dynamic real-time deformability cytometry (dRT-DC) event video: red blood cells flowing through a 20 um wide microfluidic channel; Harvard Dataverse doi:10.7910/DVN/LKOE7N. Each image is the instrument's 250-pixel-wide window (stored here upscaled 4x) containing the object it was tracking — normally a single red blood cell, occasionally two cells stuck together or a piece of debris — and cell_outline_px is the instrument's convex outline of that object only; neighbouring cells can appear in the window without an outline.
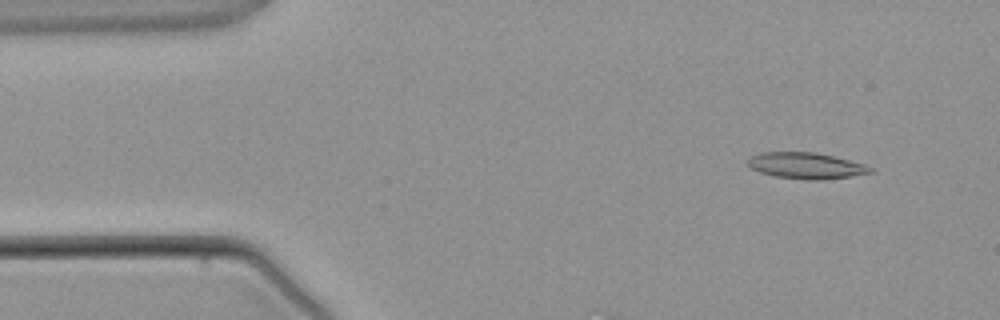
{"species": "common noctule bat (a hibernating species)", "species_latin": "Nyctalus noctula", "temperature_condition": "warm", "stored_images_in_passage": 4, "camera_frame_rate_fps": 3000, "um_per_image_px": 0.085, "animal": {"sex": "male", "body_mass_g": 21.5, "forearm_length_mm": 52.0}, "frame": {"image": 1, "passage_image": 1, "time_ms": 0.0, "image_size_px": [1000, 320], "cell_outline_px": [[876, 168], [872, 172], [852, 176], [824, 180], [804, 180], [776, 176], [760, 172], [752, 168], [744, 160], [760, 152], [816, 152], [864, 164]], "centroid_in_image_um": [68.52, 14.08], "position_along_channel_um": 16.5, "area_um2": 18.79}}
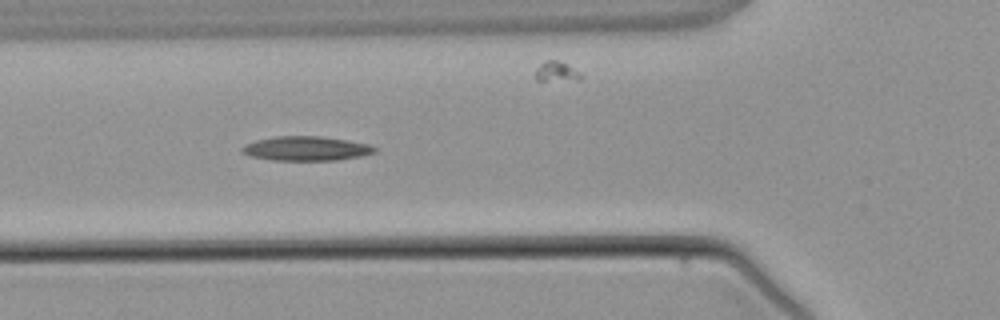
{"frame": {"image": 2, "passage_image": 4, "time_ms": 3.667, "image_size_px": [1000, 320], "cell_outline_px": [[376, 152], [360, 156], [336, 160], [272, 160], [248, 156], [240, 152], [240, 148], [244, 144], [256, 140], [276, 136], [320, 136], [348, 140], [368, 144], [376, 148]], "centroid_in_image_um": [25.96, 12.62], "position_along_channel_um": 99.8, "area_um2": 18.9}}